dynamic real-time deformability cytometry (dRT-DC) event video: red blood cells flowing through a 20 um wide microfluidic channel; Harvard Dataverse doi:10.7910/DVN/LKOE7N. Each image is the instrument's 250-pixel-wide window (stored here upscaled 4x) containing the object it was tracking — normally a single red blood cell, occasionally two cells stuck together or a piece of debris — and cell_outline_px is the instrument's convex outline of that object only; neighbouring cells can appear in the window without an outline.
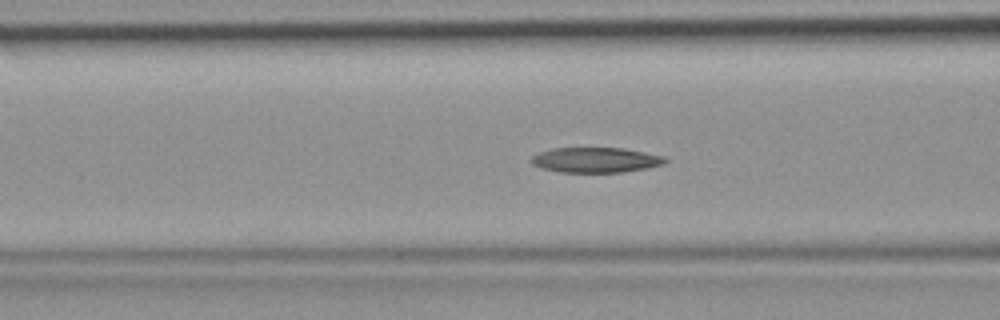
{"species": "common noctule bat (a hibernating species)", "species_latin": "Nyctalus noctula", "temperature_condition": "room temperature", "stored_images_in_passage": 33, "camera_frame_rate_fps": 3000, "um_per_image_px": 0.085, "animal": {"sex": "female", "body_mass_g": 19.9}, "frame": {"image": 1, "passage_image": 19, "time_ms": 6.0, "image_size_px": [1000, 320], "cell_outline_px": [[668, 160], [664, 164], [648, 168], [624, 172], [560, 172], [540, 168], [532, 164], [528, 160], [532, 156], [540, 152], [552, 148], [624, 148], [664, 156]], "centroid_in_image_um": [50.62, 13.6], "position_along_channel_um": 116.0, "area_um2": 19.77}}